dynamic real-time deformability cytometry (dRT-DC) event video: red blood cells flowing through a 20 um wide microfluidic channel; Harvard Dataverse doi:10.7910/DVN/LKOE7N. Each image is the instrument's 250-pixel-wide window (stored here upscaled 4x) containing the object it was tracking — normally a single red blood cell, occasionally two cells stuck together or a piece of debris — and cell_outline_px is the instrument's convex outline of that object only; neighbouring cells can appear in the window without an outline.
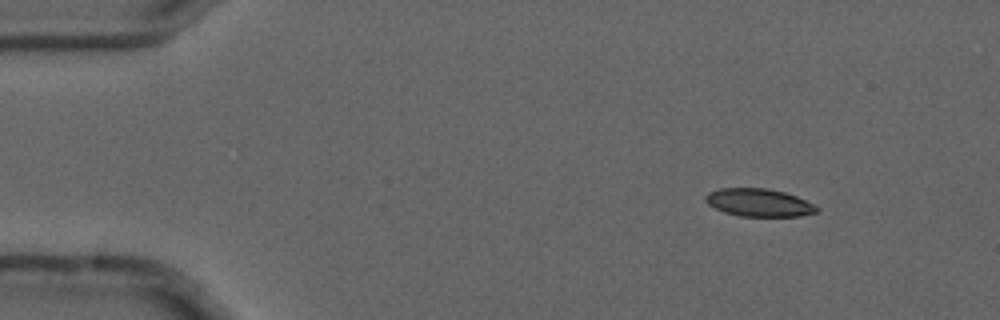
{"species": "common noctule bat (a hibernating species)", "species_latin": "Nyctalus noctula", "temperature_condition": "cold", "stored_images_in_passage": 4, "camera_frame_rate_fps": 3000, "um_per_image_px": 0.085, "animal": {"sex": "male", "forearm_length_mm": 52.5}, "frame": {"image": 1, "passage_image": 1, "time_ms": 0.0, "image_size_px": [1000, 320], "cell_outline_px": [[820, 208], [816, 212], [800, 216], [740, 216], [724, 212], [708, 204], [704, 200], [704, 196], [708, 192], [720, 188], [768, 188], [784, 192], [796, 196]], "centroid_in_image_um": [64.47, 17.21], "position_along_channel_um": 20.5, "area_um2": 17.98}}
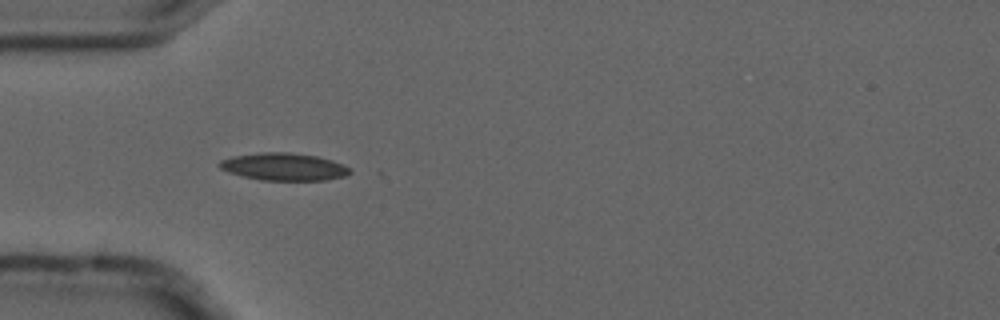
{"frame": {"image": 2, "passage_image": 3, "time_ms": 0.667, "image_size_px": [1000, 320], "cell_outline_px": [[352, 172], [344, 176], [324, 180], [260, 180], [228, 172], [220, 168], [216, 164], [220, 160], [232, 156], [260, 152], [288, 152], [316, 156], [332, 160], [344, 164]], "centroid_in_image_um": [24.09, 14.16], "position_along_channel_um": 60.9, "area_um2": 20.87}}
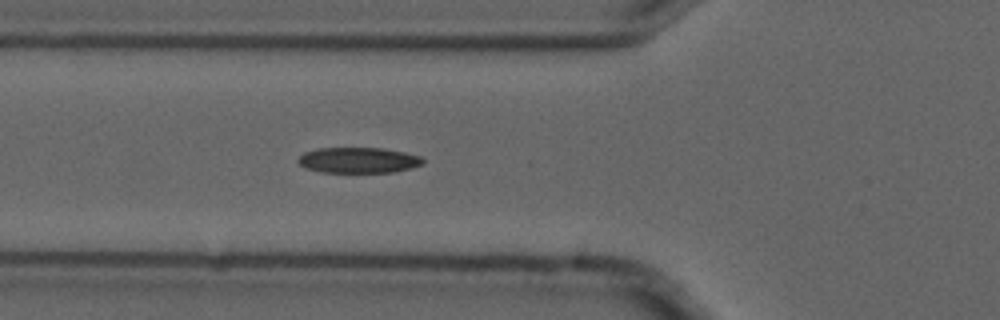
{"frame": {"image": 3, "passage_image": 4, "time_ms": 1.0, "image_size_px": [1000, 320], "cell_outline_px": [[424, 164], [412, 168], [396, 172], [320, 172], [304, 168], [296, 160], [304, 152], [320, 148], [384, 148], [404, 152], [420, 156], [424, 160]], "centroid_in_image_um": [30.48, 13.62], "position_along_channel_um": 95.3, "area_um2": 18.79}}